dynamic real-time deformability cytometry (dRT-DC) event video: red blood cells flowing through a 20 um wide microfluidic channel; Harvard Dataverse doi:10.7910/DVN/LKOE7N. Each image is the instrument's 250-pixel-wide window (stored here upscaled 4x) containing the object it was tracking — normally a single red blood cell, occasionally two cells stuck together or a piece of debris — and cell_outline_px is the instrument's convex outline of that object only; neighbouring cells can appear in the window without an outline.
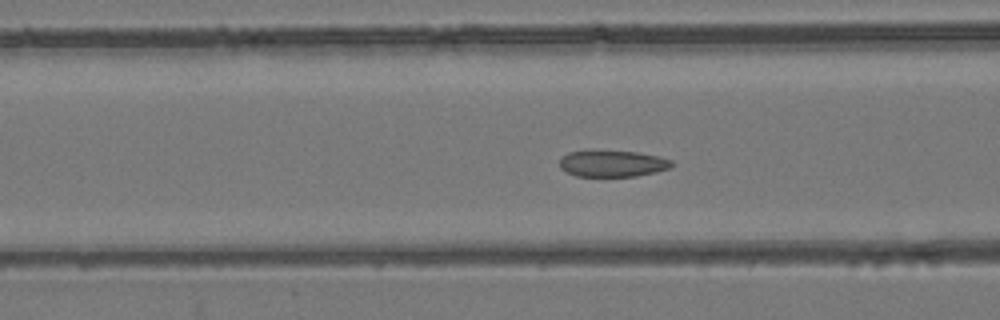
{"species": "common noctule bat (a hibernating species)", "species_latin": "Nyctalus noctula", "temperature_condition": "room temperature", "stored_images_in_passage": 46, "camera_frame_rate_fps": 3000, "um_per_image_px": 0.085, "animal": {"sex": "female", "body_mass_g": 24.6, "forearm_length_mm": 56.2}, "frame": {"image": 1, "passage_image": 13, "time_ms": 4.0, "image_size_px": [1000, 320], "cell_outline_px": [[676, 164], [668, 168], [656, 172], [636, 176], [576, 176], [560, 168], [560, 160], [568, 152], [592, 148], [636, 152], [660, 156], [672, 160]], "centroid_in_image_um": [52.06, 13.86], "position_along_channel_um": 114.5, "area_um2": 17.86}}
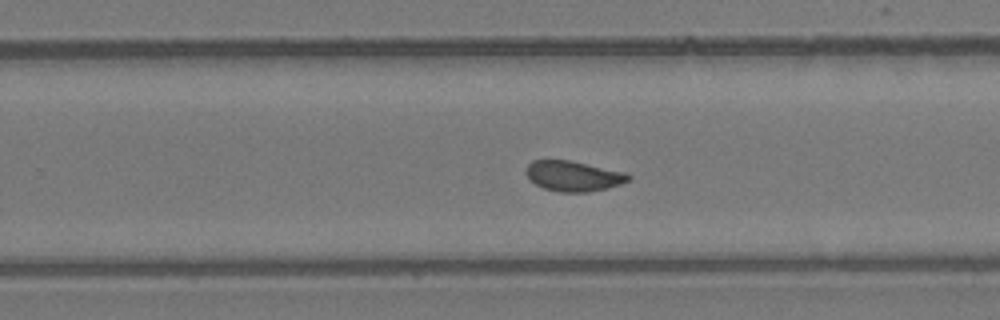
{"frame": {"image": 2, "passage_image": 26, "time_ms": 8.333, "image_size_px": [1000, 320], "cell_outline_px": [[632, 176], [628, 180], [620, 184], [608, 188], [588, 192], [560, 192], [544, 188], [528, 180], [524, 172], [524, 168], [532, 160], [568, 160], [628, 172]], "centroid_in_image_um": [48.71, 14.96], "position_along_channel_um": 281.1, "area_um2": 18.32}}
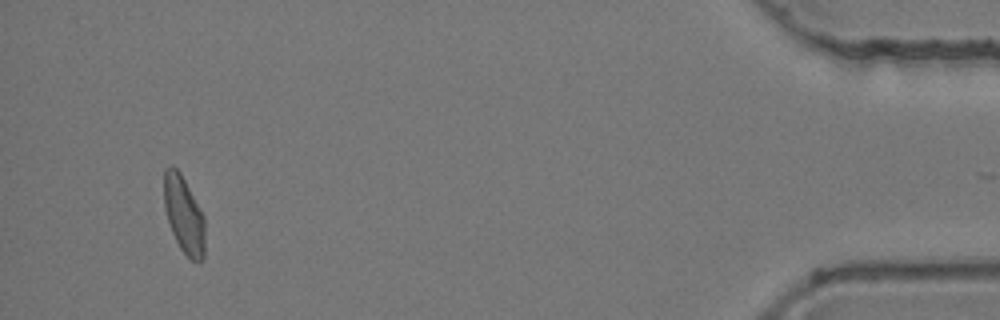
{"frame": {"image": 3, "passage_image": 43, "time_ms": 14.0, "image_size_px": [1000, 320], "cell_outline_px": [[204, 260], [200, 264], [192, 260], [180, 248], [172, 232], [164, 208], [164, 168], [172, 164], [180, 172], [204, 216]], "centroid_in_image_um": [15.63, 18.26], "position_along_channel_um": 419.6, "area_um2": 18.38}, "authors_computed_cell_mechanics": {"area_um2": 18.2937, "velocity_mm_per_s": 3.8552, "shape_relaxation_time_tau1_ms": null, "shape_relaxation_time_tau2_ms": 1.0683, "deformation_change_tau1": null, "deformation_change_tau2": 0.0762}}